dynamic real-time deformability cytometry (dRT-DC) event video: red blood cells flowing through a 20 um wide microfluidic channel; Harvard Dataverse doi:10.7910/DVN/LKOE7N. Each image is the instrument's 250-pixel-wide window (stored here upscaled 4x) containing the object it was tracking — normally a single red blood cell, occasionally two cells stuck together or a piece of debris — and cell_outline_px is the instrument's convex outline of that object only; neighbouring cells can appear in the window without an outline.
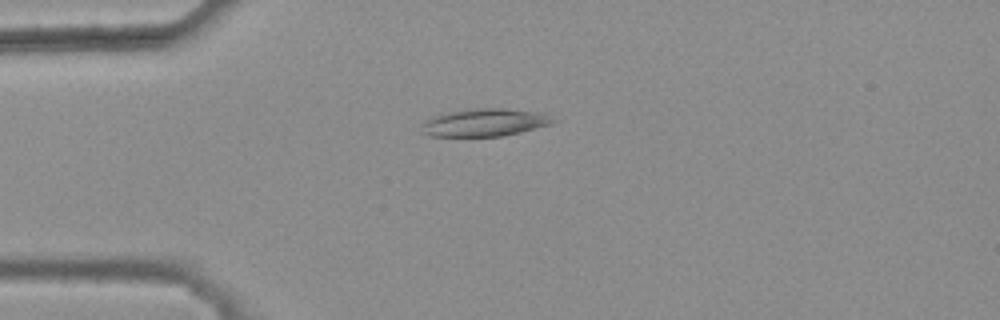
{"species": "common noctule bat (a hibernating species)", "species_latin": "Nyctalus noctula", "temperature_condition": "warm", "stored_images_in_passage": 47, "camera_frame_rate_fps": 3000, "um_per_image_px": 0.085, "animal": {"sex": "female", "body_mass_g": 25.1}, "frame": {"image": 1, "passage_image": 13, "time_ms": 4.0, "image_size_px": [1000, 320], "cell_outline_px": [[560, 120], [552, 124], [504, 136], [432, 136], [424, 132], [420, 124], [424, 120], [432, 116], [448, 112], [468, 108], [504, 108], [544, 112]], "centroid_in_image_um": [41.26, 10.39], "position_along_channel_um": 43.7, "area_um2": 21.62}}
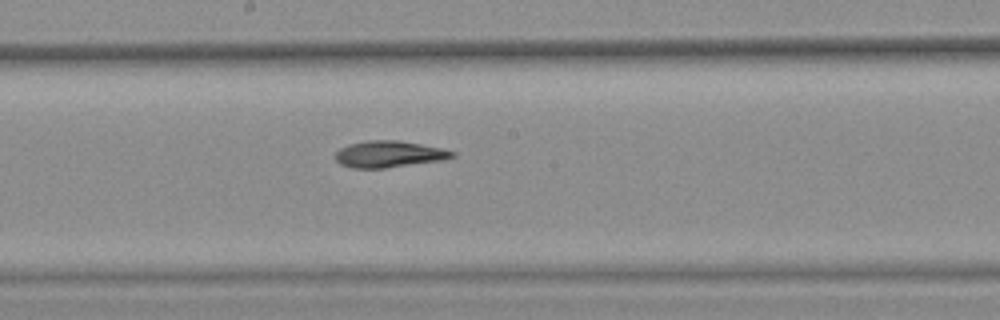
{"frame": {"image": 2, "passage_image": 28, "time_ms": 9.0, "image_size_px": [1000, 320], "cell_outline_px": [[456, 156], [444, 160], [384, 168], [352, 168], [340, 164], [336, 160], [336, 152], [340, 148], [348, 144], [368, 140], [400, 140], [440, 148], [456, 152]], "centroid_in_image_um": [33.07, 13.1], "position_along_channel_um": 215.1, "area_um2": 18.09}}
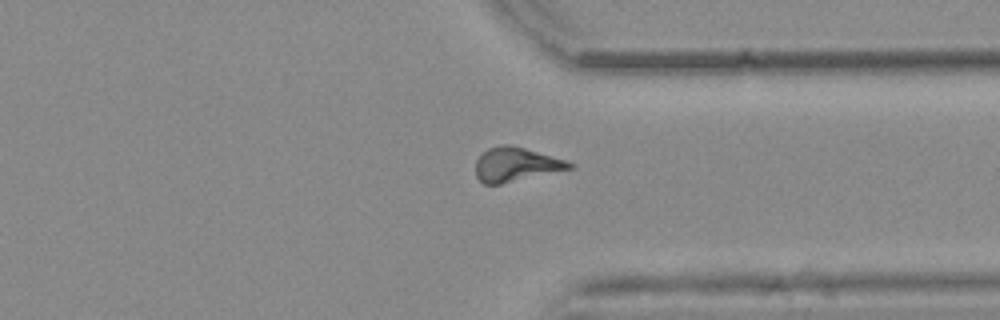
{"frame": {"image": 3, "passage_image": 40, "time_ms": 13.0, "image_size_px": [1000, 320], "cell_outline_px": [[576, 168], [500, 184], [484, 184], [476, 176], [476, 160], [488, 148], [504, 144], [512, 144], [568, 160], [576, 164]], "centroid_in_image_um": [43.93, 13.97], "position_along_channel_um": 367.5, "area_um2": 18.9}}